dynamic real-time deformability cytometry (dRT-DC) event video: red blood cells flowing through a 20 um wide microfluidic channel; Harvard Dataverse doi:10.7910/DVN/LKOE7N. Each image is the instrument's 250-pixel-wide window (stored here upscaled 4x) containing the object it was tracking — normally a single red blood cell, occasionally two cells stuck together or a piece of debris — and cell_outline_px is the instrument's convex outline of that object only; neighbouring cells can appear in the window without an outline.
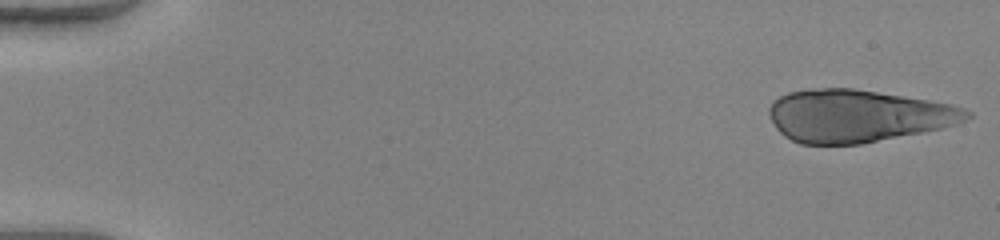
{"species": "human", "species_latin": "Homo sapiens", "temperature_condition": "warm", "stored_images_in_passage": 48, "camera_frame_rate_fps": 3000, "um_per_image_px": 0.085, "donor": {"sex": "female"}, "frame": {"image": 1, "passage_image": 1, "time_ms": 0.0, "image_size_px": [1000, 240], "cell_outline_px": [[972, 116], [956, 124], [940, 128], [860, 144], [800, 144], [784, 136], [776, 128], [768, 116], [768, 108], [772, 100], [788, 92], [812, 88], [852, 88], [928, 100], [952, 104], [964, 108], [972, 112]], "centroid_in_image_um": [72.84, 9.84], "position_along_channel_um": 12.2, "area_um2": 60.34}}